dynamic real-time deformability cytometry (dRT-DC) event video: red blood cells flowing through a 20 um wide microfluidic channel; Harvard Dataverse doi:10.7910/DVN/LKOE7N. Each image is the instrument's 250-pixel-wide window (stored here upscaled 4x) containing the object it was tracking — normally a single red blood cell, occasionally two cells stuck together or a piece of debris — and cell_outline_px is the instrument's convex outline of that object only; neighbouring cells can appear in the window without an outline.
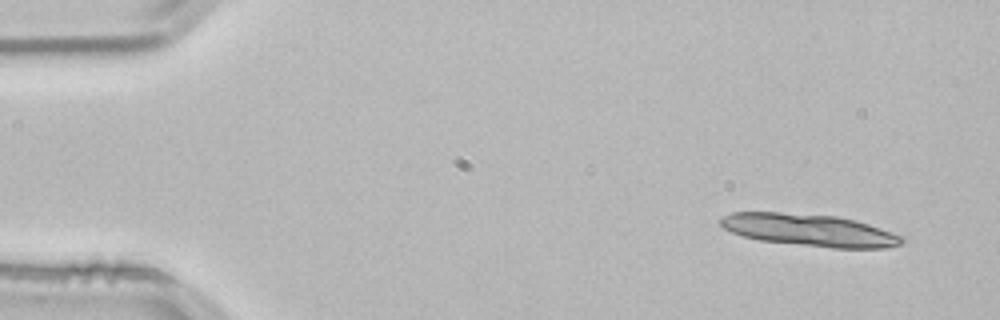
{"species": "common noctule bat (a hibernating species)", "species_latin": "Nyctalus noctula", "temperature_condition": "room temperature", "stored_images_in_passage": 11, "camera_frame_rate_fps": 3000, "um_per_image_px": 0.085, "animal": {"sex": "male", "body_mass_g": 21.5, "forearm_length_mm": 52.0}, "frame": {"image": 1, "passage_image": 1, "time_ms": 0.0, "image_size_px": [1000, 320], "cell_outline_px": [[904, 240], [900, 244], [884, 248], [832, 248], [760, 240], [744, 236], [732, 232], [724, 228], [720, 224], [720, 220], [724, 216], [732, 212], [780, 212], [836, 216], [856, 220], [904, 236]], "centroid_in_image_um": [68.82, 19.56], "position_along_channel_um": 16.2, "area_um2": 33.81}}